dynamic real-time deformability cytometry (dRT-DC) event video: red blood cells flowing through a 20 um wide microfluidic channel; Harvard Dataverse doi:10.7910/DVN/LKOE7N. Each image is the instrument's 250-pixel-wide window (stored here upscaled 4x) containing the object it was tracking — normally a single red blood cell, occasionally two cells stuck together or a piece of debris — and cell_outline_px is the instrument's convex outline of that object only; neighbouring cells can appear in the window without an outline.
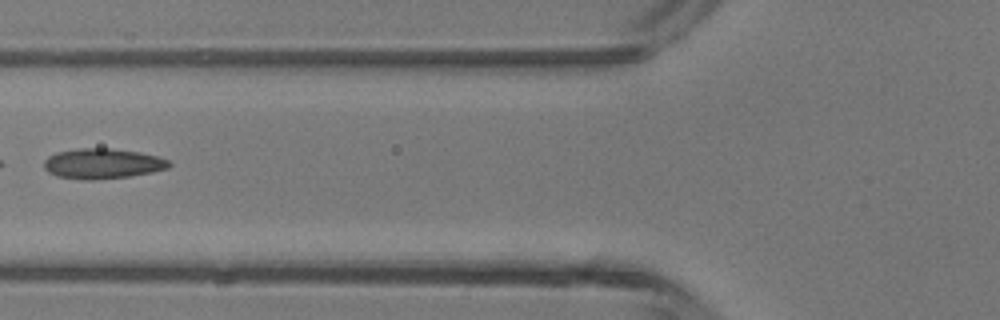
{"species": "common noctule bat (a hibernating species)", "species_latin": "Nyctalus noctula", "temperature_condition": "room temperature", "stored_images_in_passage": 2, "camera_frame_rate_fps": 3000, "um_per_image_px": 0.085, "animal": {"sex": "male", "body_mass_g": 13.3}, "frame": {"image": 1, "passage_image": 2, "time_ms": 0.333, "image_size_px": [1000, 320], "cell_outline_px": [[172, 164], [168, 168], [152, 172], [128, 176], [92, 180], [84, 180], [56, 176], [48, 172], [44, 168], [44, 160], [48, 156], [56, 152], [80, 148], [112, 148], [140, 152], [160, 156], [168, 160]], "centroid_in_image_um": [8.72, 13.9], "position_along_channel_um": 117.1, "area_um2": 22.2}}